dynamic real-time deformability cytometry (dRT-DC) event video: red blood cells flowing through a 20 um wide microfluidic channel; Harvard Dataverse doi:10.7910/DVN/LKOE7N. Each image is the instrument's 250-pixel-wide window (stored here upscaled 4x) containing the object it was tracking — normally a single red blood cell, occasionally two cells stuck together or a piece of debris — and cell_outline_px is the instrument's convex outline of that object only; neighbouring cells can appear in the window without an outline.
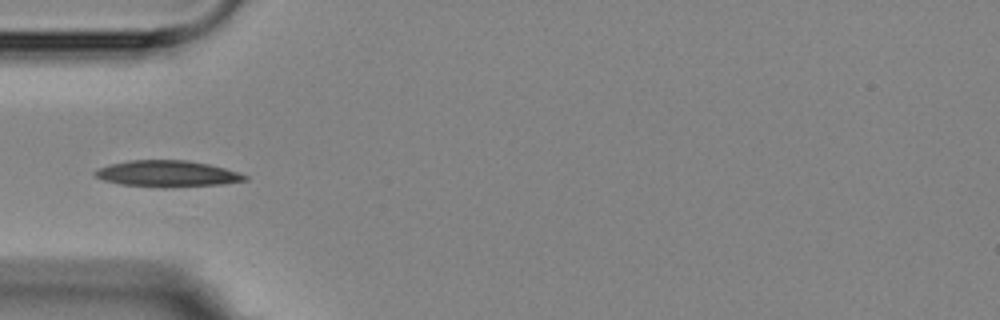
{"species": "Egyptian fruit bat (a non-hibernating species)", "species_latin": "Rousettus aegyptiacus", "temperature_condition": "room temperature", "stored_images_in_passage": 8, "camera_frame_rate_fps": 3000, "um_per_image_px": 0.085, "animal": {"sex": "female"}, "frame": {"image": 1, "passage_image": 4, "time_ms": 3.333, "image_size_px": [1000, 320], "cell_outline_px": [[248, 180], [224, 184], [164, 188], [160, 188], [120, 184], [104, 180], [96, 176], [92, 172], [96, 168], [128, 160], [188, 160], [208, 164], [240, 172], [248, 176]], "centroid_in_image_um": [14.23, 14.77], "position_along_channel_um": 70.8, "area_um2": 23.24}}
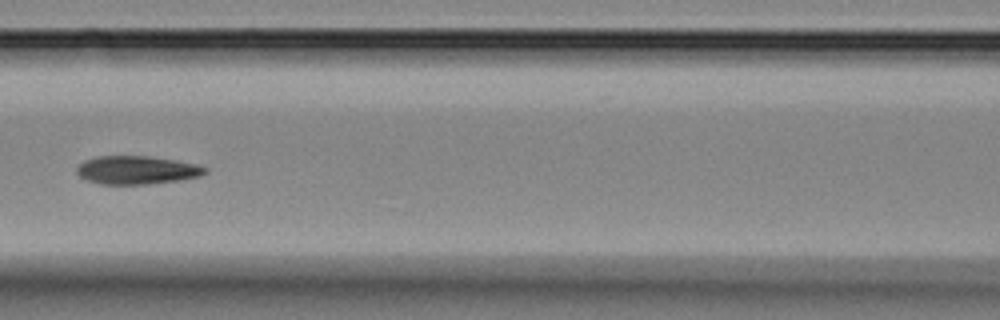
{"frame": {"image": 2, "passage_image": 6, "time_ms": 5.667, "image_size_px": [1000, 320], "cell_outline_px": [[208, 172], [200, 176], [180, 180], [148, 184], [100, 184], [88, 180], [80, 176], [76, 172], [76, 168], [84, 160], [96, 156], [148, 156], [176, 160], [196, 164], [208, 168]], "centroid_in_image_um": [11.64, 14.45], "position_along_channel_um": 155.0, "area_um2": 21.21}}
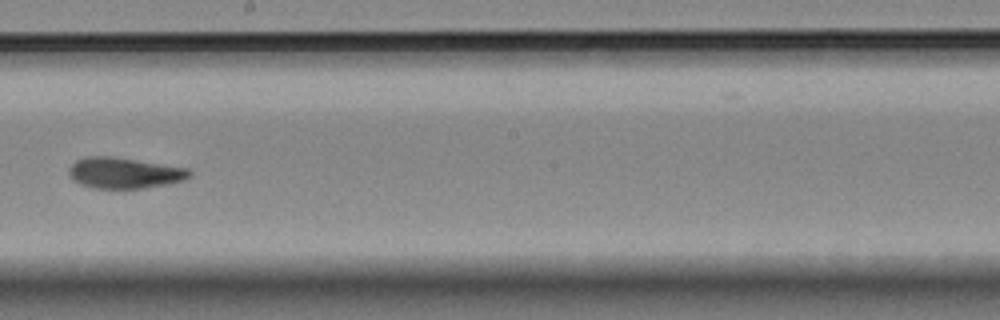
{"frame": {"image": 3, "passage_image": 8, "time_ms": 8.0, "image_size_px": [1000, 320], "cell_outline_px": [[192, 176], [184, 180], [168, 184], [144, 188], [92, 188], [80, 184], [72, 180], [68, 172], [68, 168], [76, 160], [88, 156], [112, 156], [188, 168], [192, 172]], "centroid_in_image_um": [10.56, 14.7], "position_along_channel_um": 237.6, "area_um2": 21.85}}